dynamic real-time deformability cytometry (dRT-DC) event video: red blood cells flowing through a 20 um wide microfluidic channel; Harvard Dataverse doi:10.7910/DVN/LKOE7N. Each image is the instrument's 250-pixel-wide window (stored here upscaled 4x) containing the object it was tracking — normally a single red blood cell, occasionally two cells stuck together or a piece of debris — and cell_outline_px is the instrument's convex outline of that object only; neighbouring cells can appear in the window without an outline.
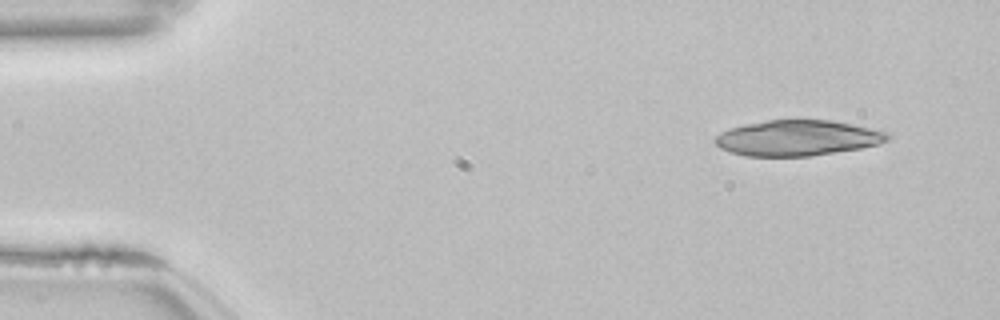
{"species": "common noctule bat (a hibernating species)", "species_latin": "Nyctalus noctula", "temperature_condition": "room temperature", "stored_images_in_passage": 15, "camera_frame_rate_fps": 3000, "um_per_image_px": 0.085, "animal": {"sex": "female", "body_mass_g": 22.7, "forearm_length_mm": 54.2}, "frame": {"image": 1, "passage_image": 4, "time_ms": 1.0, "image_size_px": [1000, 320], "cell_outline_px": [[888, 140], [880, 144], [860, 148], [808, 156], [744, 156], [720, 148], [712, 140], [720, 132], [728, 128], [744, 124], [768, 120], [832, 120], [872, 128], [888, 132]], "centroid_in_image_um": [67.76, 11.72], "position_along_channel_um": 17.2, "area_um2": 35.78}}